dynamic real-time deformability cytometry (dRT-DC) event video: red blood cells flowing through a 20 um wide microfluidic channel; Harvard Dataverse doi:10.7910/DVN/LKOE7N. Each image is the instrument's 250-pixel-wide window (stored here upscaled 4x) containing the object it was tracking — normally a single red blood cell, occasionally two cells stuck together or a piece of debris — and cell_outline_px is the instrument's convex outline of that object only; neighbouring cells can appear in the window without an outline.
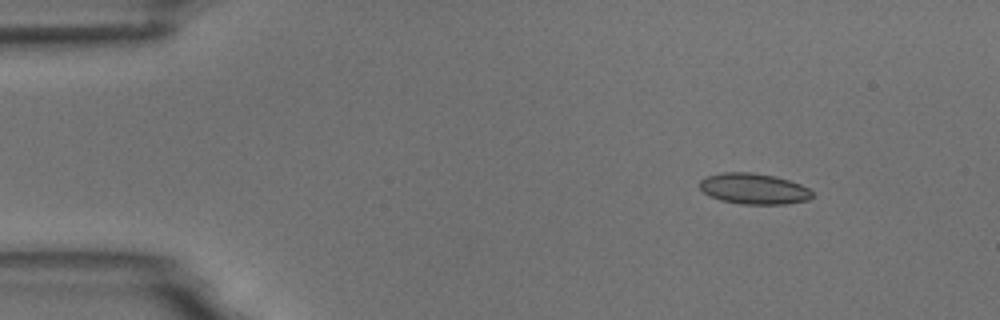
{"species": "common noctule bat (a hibernating species)", "species_latin": "Nyctalus noctula", "temperature_condition": "room temperature", "stored_images_in_passage": 10, "camera_frame_rate_fps": 3000, "um_per_image_px": 0.085, "animal": {"sex": "male", "body_mass_g": 18.8}, "frame": {"image": 1, "passage_image": 2, "time_ms": 1.0, "image_size_px": [1000, 320], "cell_outline_px": [[812, 196], [808, 200], [784, 204], [740, 204], [720, 200], [704, 192], [700, 188], [700, 180], [708, 176], [724, 172], [752, 172], [776, 176], [800, 184], [808, 188], [812, 192]], "centroid_in_image_um": [64.08, 16.04], "position_along_channel_um": 20.9, "area_um2": 20.11}}
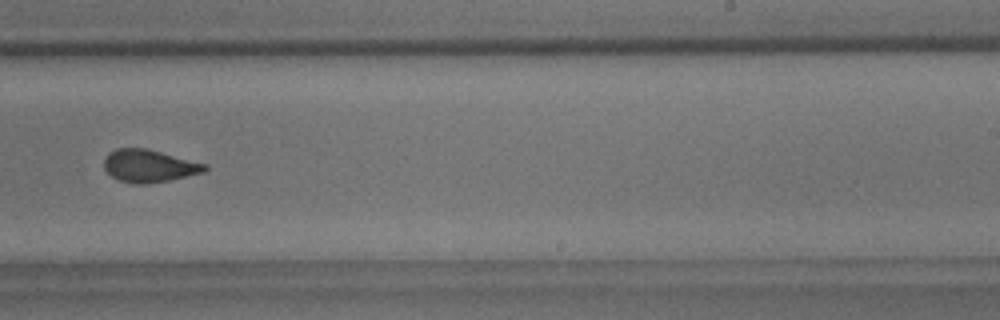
{"frame": {"image": 2, "passage_image": 9, "time_ms": 10.0, "image_size_px": [1000, 320], "cell_outline_px": [[208, 168], [204, 172], [168, 180], [148, 184], [136, 184], [120, 180], [112, 176], [104, 168], [104, 156], [108, 152], [116, 148], [148, 148], [208, 164]], "centroid_in_image_um": [12.67, 14.08], "position_along_channel_um": 276.3, "area_um2": 19.25}}